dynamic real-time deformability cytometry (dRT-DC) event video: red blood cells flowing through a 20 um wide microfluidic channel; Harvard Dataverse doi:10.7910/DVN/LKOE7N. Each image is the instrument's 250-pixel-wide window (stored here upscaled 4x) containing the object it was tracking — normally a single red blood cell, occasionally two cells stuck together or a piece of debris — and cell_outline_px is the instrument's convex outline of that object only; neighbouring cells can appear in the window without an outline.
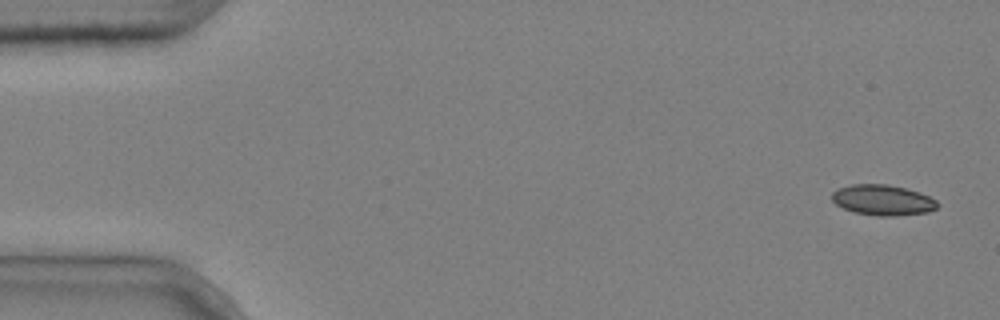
{"species": "common noctule bat (a hibernating species)", "species_latin": "Nyctalus noctula", "temperature_condition": "cold", "stored_images_in_passage": 6, "camera_frame_rate_fps": 3000, "um_per_image_px": 0.085, "animal": {"sex": "male", "body_mass_g": 20.4}, "frame": {"image": 1, "passage_image": 1, "time_ms": 0.0, "image_size_px": [1000, 320], "cell_outline_px": [[940, 204], [936, 208], [928, 212], [896, 216], [880, 216], [852, 212], [836, 204], [832, 200], [832, 192], [840, 188], [852, 184], [888, 184], [920, 192], [936, 200]], "centroid_in_image_um": [75.05, 17.01], "position_along_channel_um": 10.0, "area_um2": 18.79}}
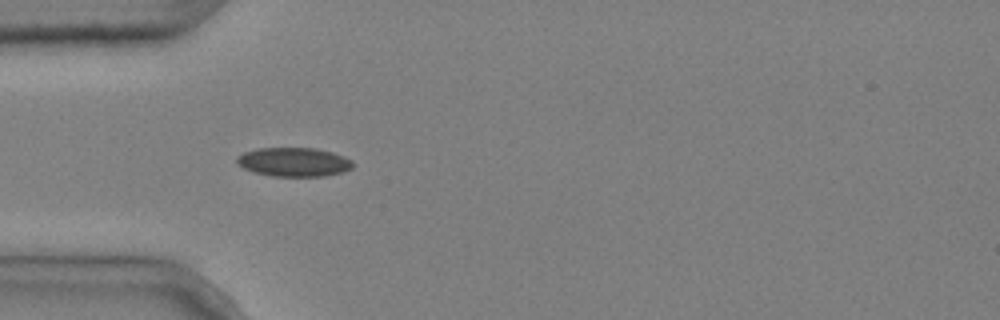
{"frame": {"image": 2, "passage_image": 5, "time_ms": 1.333, "image_size_px": [1000, 320], "cell_outline_px": [[352, 168], [344, 172], [324, 176], [272, 176], [256, 172], [244, 168], [236, 160], [236, 156], [244, 152], [256, 148], [316, 148], [332, 152], [344, 156], [352, 160]], "centroid_in_image_um": [25.0, 13.76], "position_along_channel_um": 60.0, "area_um2": 19.54}}